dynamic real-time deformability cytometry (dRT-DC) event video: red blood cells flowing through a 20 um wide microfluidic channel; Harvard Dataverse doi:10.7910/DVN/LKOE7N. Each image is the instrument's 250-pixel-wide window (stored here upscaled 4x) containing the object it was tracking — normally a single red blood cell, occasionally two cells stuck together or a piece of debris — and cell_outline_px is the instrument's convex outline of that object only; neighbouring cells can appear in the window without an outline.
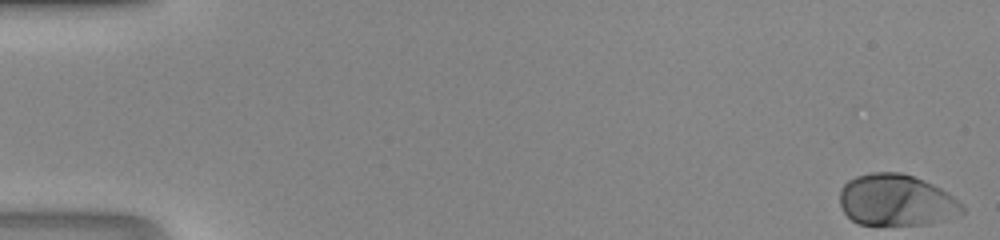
{"species": "human", "species_latin": "Homo sapiens", "temperature_condition": "room temperature", "stored_images_in_passage": 47, "segment_of_instrument_passage": [1, 2], "camera_frame_rate_fps": 3000, "um_per_image_px": 0.085, "donor": {"sex": "male"}, "frame": {"image": 1, "passage_image": 1, "time_ms": 0.0, "image_size_px": [1000, 240], "cell_outline_px": [[964, 212], [928, 224], [860, 224], [852, 220], [844, 212], [840, 204], [840, 188], [848, 180], [856, 176], [872, 172], [900, 172], [924, 180], [948, 192], [964, 208]], "centroid_in_image_um": [76.14, 17.0], "position_along_channel_um": 8.9, "area_um2": 36.36}}
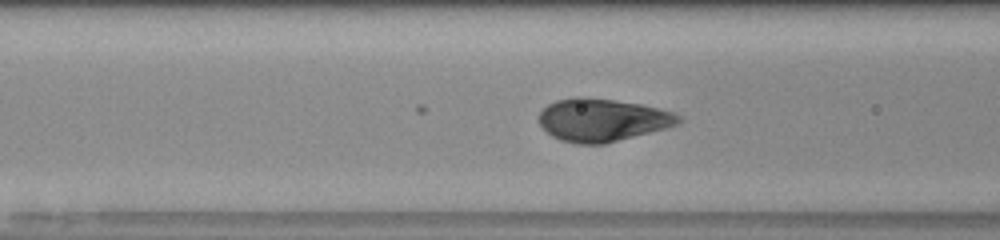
{"frame": {"image": 2, "passage_image": 20, "time_ms": 6.333, "image_size_px": [1000, 240], "cell_outline_px": [[684, 120], [680, 124], [668, 128], [604, 144], [576, 144], [560, 140], [552, 136], [540, 124], [540, 112], [548, 104], [556, 100], [576, 96], [584, 96], [640, 104], [676, 112]], "centroid_in_image_um": [51.24, 10.2], "position_along_channel_um": 115.4, "area_um2": 35.03}}
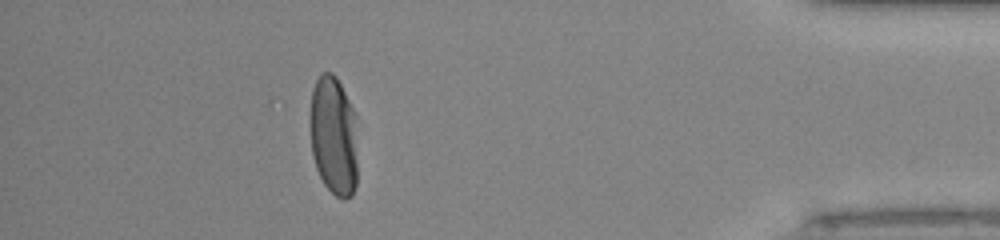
{"frame": {"image": 3, "passage_image": 43, "time_ms": 14.0, "image_size_px": [1000, 240], "cell_outline_px": [[356, 188], [352, 196], [344, 200], [336, 196], [324, 184], [316, 168], [312, 156], [312, 88], [320, 72], [332, 72], [336, 76], [356, 116]], "centroid_in_image_um": [28.38, 11.56], "position_along_channel_um": 406.8, "area_um2": 32.89}}